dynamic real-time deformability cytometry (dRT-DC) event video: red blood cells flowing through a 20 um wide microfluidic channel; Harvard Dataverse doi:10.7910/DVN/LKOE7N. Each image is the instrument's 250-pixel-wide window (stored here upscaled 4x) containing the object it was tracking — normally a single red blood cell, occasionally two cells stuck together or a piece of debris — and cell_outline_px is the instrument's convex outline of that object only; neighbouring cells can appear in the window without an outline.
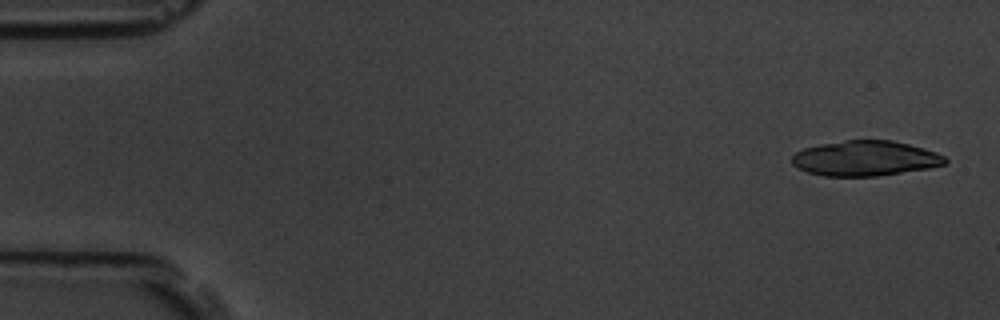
{"species": "common noctule bat (a hibernating species)", "species_latin": "Nyctalus noctula", "temperature_condition": "room temperature", "stored_images_in_passage": 5, "camera_frame_rate_fps": 3000, "um_per_image_px": 0.085, "animal": {"sex": "male", "body_mass_g": 19.5, "forearm_length_mm": 54.6}, "frame": {"image": 1, "passage_image": 1, "time_ms": 0.0, "image_size_px": [1000, 320], "cell_outline_px": [[948, 164], [928, 168], [876, 176], [824, 176], [808, 172], [792, 164], [792, 156], [796, 152], [804, 148], [820, 144], [844, 140], [892, 140], [924, 148], [936, 152], [944, 156], [948, 160]], "centroid_in_image_um": [73.56, 13.45], "position_along_channel_um": 11.4, "area_um2": 31.33}}